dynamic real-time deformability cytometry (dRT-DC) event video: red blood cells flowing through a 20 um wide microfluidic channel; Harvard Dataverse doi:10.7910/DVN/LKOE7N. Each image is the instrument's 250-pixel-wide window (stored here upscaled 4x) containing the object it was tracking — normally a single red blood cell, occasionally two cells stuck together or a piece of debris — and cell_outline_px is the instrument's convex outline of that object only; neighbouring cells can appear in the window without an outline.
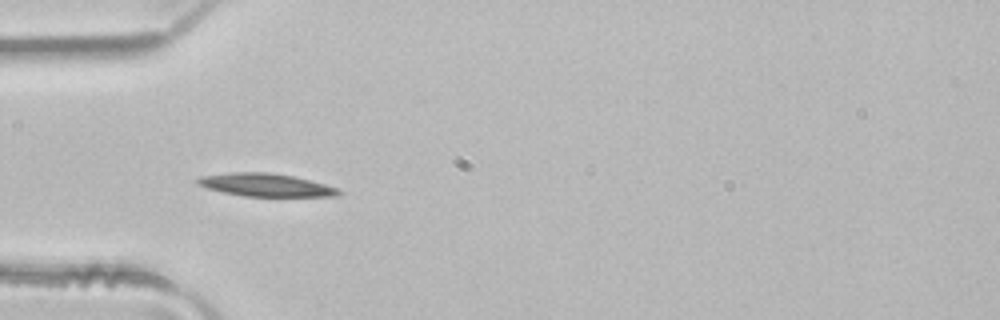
{"species": "common noctule bat (a hibernating species)", "species_latin": "Nyctalus noctula", "temperature_condition": "room temperature", "stored_images_in_passage": 3, "camera_frame_rate_fps": 3000, "um_per_image_px": 0.085, "animal": {"sex": "male", "body_mass_g": 21.5, "forearm_length_mm": 52.0}, "frame": {"image": 1, "passage_image": 3, "time_ms": 0.667, "image_size_px": [1000, 320], "cell_outline_px": [[344, 192], [336, 196], [244, 196], [224, 192], [208, 188], [196, 184], [196, 180], [200, 176], [228, 172], [268, 172], [292, 176], [324, 184], [336, 188]], "centroid_in_image_um": [22.55, 15.71], "position_along_channel_um": 62.5, "area_um2": 18.67}}